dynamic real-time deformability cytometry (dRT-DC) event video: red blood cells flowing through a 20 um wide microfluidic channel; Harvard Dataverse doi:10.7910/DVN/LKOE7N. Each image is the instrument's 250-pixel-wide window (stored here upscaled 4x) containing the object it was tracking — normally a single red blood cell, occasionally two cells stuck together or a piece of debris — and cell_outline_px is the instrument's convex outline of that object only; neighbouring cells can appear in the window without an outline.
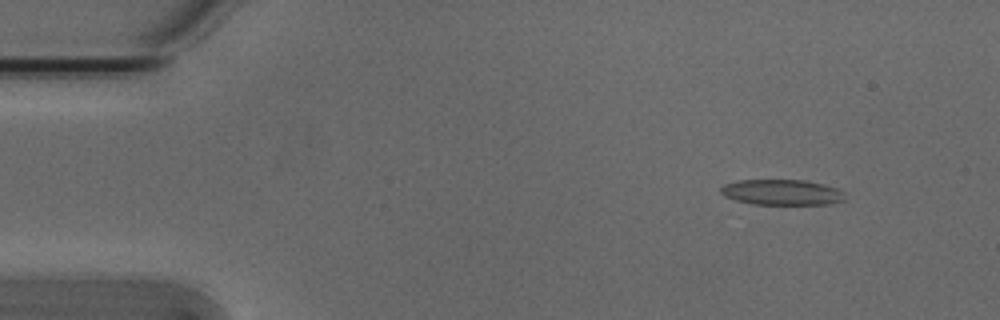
{"species": "Egyptian fruit bat (a non-hibernating species)", "species_latin": "Rousettus aegyptiacus", "temperature_condition": "cold", "stored_images_in_passage": 52, "camera_frame_rate_fps": 3000, "um_per_image_px": 0.085, "animal": {"sex": "male"}, "frame": {"image": 1, "passage_image": 5, "time_ms": 1.333, "image_size_px": [1000, 320], "cell_outline_px": [[844, 200], [832, 204], [752, 204], [736, 200], [724, 196], [720, 192], [720, 188], [724, 184], [736, 180], [804, 180], [824, 184], [840, 188], [844, 192]], "centroid_in_image_um": [66.47, 16.34], "position_along_channel_um": 18.5, "area_um2": 18.67}}
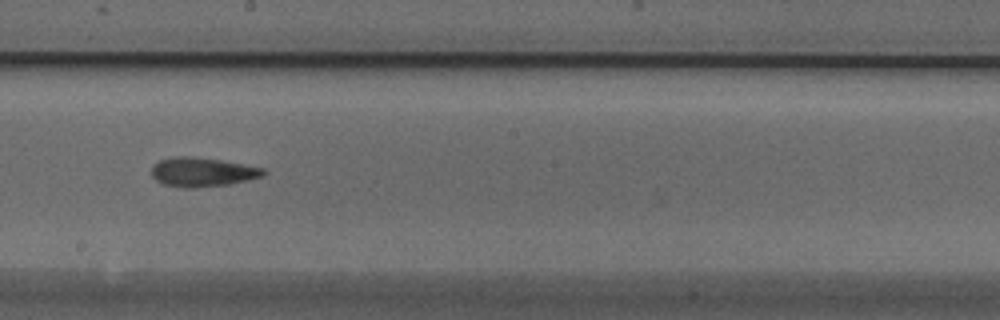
{"frame": {"image": 2, "passage_image": 29, "time_ms": 9.333, "image_size_px": [1000, 320], "cell_outline_px": [[268, 172], [264, 176], [232, 184], [196, 188], [184, 188], [164, 184], [156, 180], [152, 176], [152, 164], [160, 160], [172, 156], [192, 156], [220, 160], [244, 164], [264, 168]], "centroid_in_image_um": [17.22, 14.62], "position_along_channel_um": 231.0, "area_um2": 19.31}}
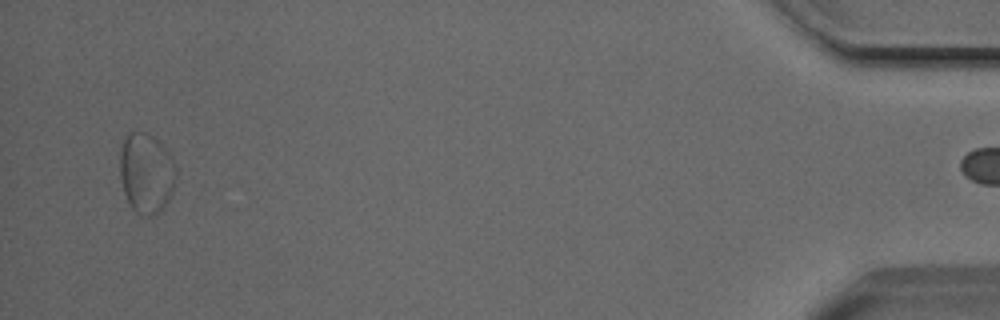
{"frame": {"image": 3, "passage_image": 51, "time_ms": 16.667, "image_size_px": [1000, 320], "cell_outline_px": [[176, 176], [172, 192], [168, 200], [152, 216], [144, 216], [136, 212], [132, 208], [124, 192], [120, 180], [120, 148], [128, 132], [144, 132], [156, 140], [168, 152], [176, 168]], "centroid_in_image_um": [12.41, 14.71], "position_along_channel_um": 422.8, "area_um2": 25.84}, "authors_computed_cell_mechanics": {"area_um2": 18.496, "velocity_mm_per_s": 3.8153, "shape_relaxation_time_tau1_ms": 7.7693, "shape_relaxation_time_tau2_ms": 4.1758, "deformation_change_tau1": 0.1554, "deformation_change_tau2": 0.1323}}